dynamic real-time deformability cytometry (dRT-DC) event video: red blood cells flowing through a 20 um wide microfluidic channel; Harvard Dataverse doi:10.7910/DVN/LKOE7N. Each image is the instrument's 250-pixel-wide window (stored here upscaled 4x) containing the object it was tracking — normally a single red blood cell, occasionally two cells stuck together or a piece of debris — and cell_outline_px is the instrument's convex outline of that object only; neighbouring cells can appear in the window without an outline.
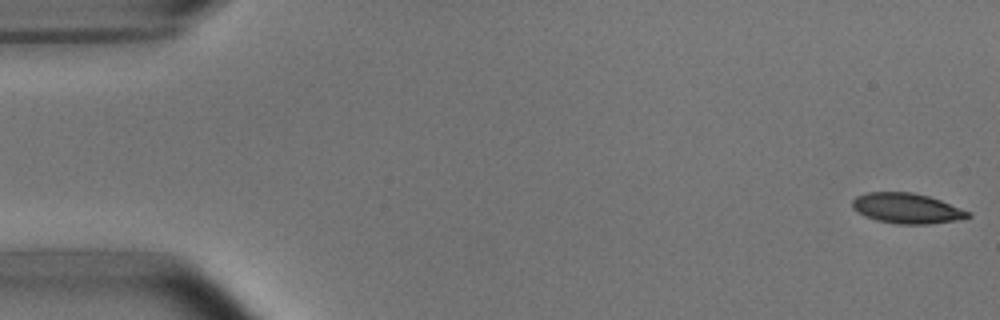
{"species": "common noctule bat (a hibernating species)", "species_latin": "Nyctalus noctula", "temperature_condition": "room temperature", "stored_images_in_passage": 5, "camera_frame_rate_fps": 3000, "um_per_image_px": 0.085, "animal": {"sex": "male", "body_mass_g": 15.6}, "frame": {"image": 1, "passage_image": 1, "time_ms": 0.0, "image_size_px": [1000, 320], "cell_outline_px": [[972, 216], [956, 220], [928, 224], [896, 224], [876, 220], [864, 216], [856, 212], [852, 208], [852, 200], [856, 196], [864, 192], [912, 192], [928, 196], [940, 200], [972, 212]], "centroid_in_image_um": [77.05, 17.7], "position_along_channel_um": 8.0, "area_um2": 20.58}}
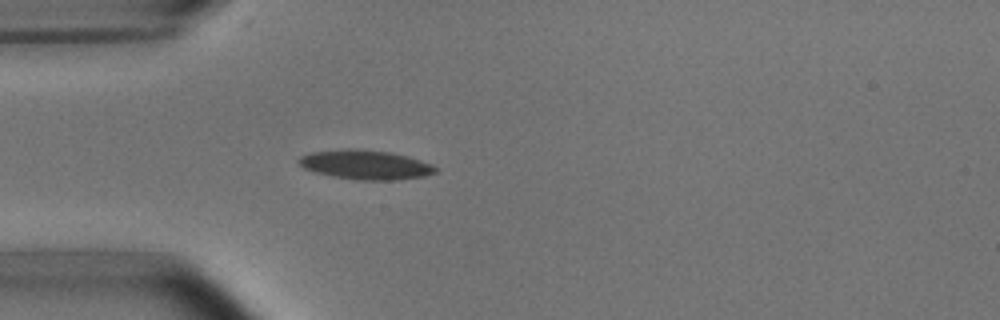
{"frame": {"image": 2, "passage_image": 5, "time_ms": 4.667, "image_size_px": [1000, 320], "cell_outline_px": [[436, 172], [424, 176], [396, 180], [356, 180], [332, 176], [316, 172], [304, 168], [296, 160], [300, 156], [312, 152], [348, 148], [356, 148], [392, 152], [408, 156], [432, 164], [436, 168]], "centroid_in_image_um": [31.06, 13.99], "position_along_channel_um": 53.9, "area_um2": 23.47}}